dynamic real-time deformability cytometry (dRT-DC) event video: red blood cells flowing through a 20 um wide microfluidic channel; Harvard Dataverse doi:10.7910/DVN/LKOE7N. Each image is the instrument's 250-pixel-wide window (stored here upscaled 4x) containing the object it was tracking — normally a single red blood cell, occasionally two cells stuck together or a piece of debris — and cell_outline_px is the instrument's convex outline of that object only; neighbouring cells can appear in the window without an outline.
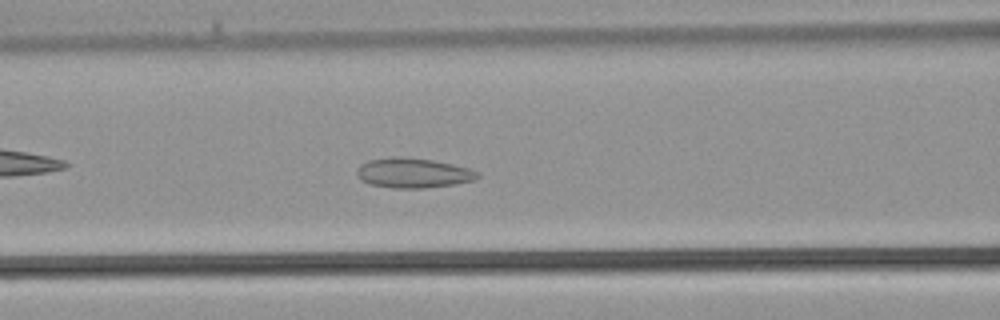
{"species": "common noctule bat (a hibernating species)", "species_latin": "Nyctalus noctula", "temperature_condition": "warm", "stored_images_in_passage": 37, "camera_frame_rate_fps": 3000, "um_per_image_px": 0.085, "animal": {"sex": "male", "body_mass_g": 21.5, "forearm_length_mm": 52.0}, "frame": {"image": 1, "passage_image": 15, "time_ms": 4.667, "image_size_px": [1000, 320], "cell_outline_px": [[480, 176], [476, 180], [456, 184], [424, 188], [392, 188], [368, 184], [360, 180], [356, 176], [356, 172], [360, 164], [368, 160], [432, 160], [452, 164], [468, 168], [480, 172]], "centroid_in_image_um": [35.16, 14.76], "position_along_channel_um": 131.4, "area_um2": 20.29}}
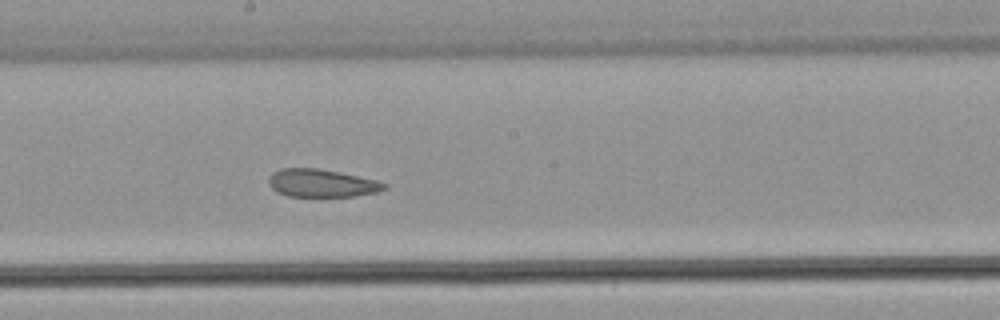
{"frame": {"image": 2, "passage_image": 20, "time_ms": 6.333, "image_size_px": [1000, 320], "cell_outline_px": [[388, 188], [376, 192], [352, 196], [288, 196], [276, 192], [272, 188], [268, 180], [268, 176], [272, 172], [280, 168], [320, 168], [376, 180], [388, 184]], "centroid_in_image_um": [27.31, 15.56], "position_along_channel_um": 220.9, "area_um2": 18.79}}
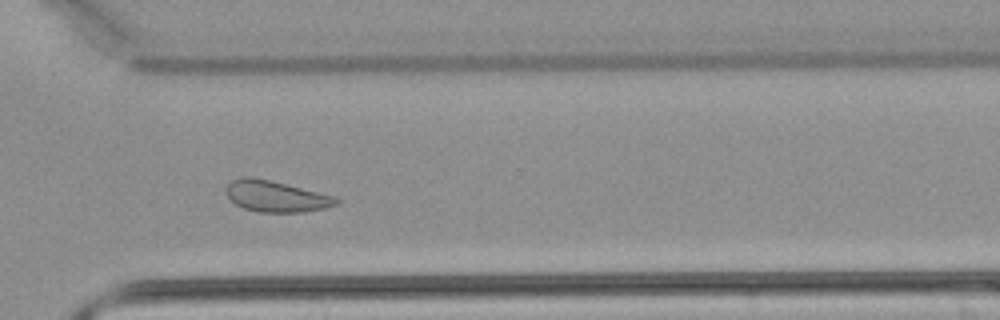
{"frame": {"image": 3, "passage_image": 27, "time_ms": 8.667, "image_size_px": [1000, 320], "cell_outline_px": [[340, 204], [324, 208], [304, 212], [260, 212], [244, 208], [236, 204], [224, 192], [224, 188], [232, 180], [240, 176], [248, 176], [272, 180], [336, 196], [340, 200]], "centroid_in_image_um": [23.47, 16.67], "position_along_channel_um": 347.1, "area_um2": 20.29}}